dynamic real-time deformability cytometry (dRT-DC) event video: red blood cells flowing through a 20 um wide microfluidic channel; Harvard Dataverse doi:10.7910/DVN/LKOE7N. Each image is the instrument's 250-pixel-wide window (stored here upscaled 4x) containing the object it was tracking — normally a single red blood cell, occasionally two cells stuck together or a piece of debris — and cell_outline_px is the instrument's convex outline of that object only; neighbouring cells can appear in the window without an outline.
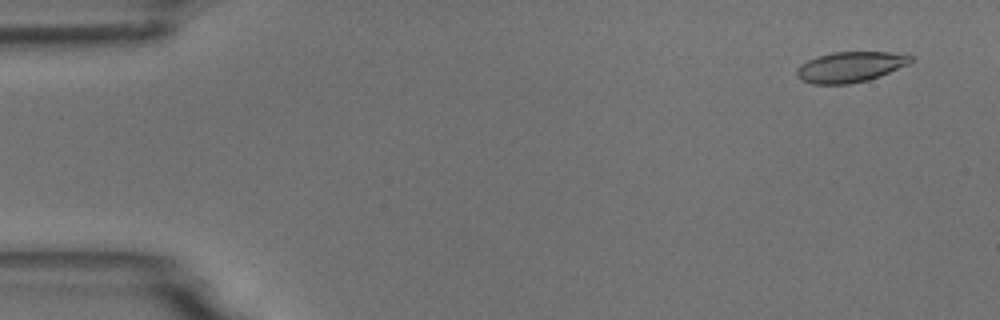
{"species": "common noctule bat (a hibernating species)", "species_latin": "Nyctalus noctula", "temperature_condition": "room temperature", "stored_images_in_passage": 7, "camera_frame_rate_fps": 3000, "um_per_image_px": 0.085, "animal": {"sex": "male", "body_mass_g": 18.8}, "frame": {"image": 1, "passage_image": 1, "time_ms": 0.0, "image_size_px": [1000, 320], "cell_outline_px": [[916, 56], [908, 64], [880, 76], [868, 80], [848, 84], [812, 84], [800, 80], [796, 76], [796, 68], [800, 64], [816, 56], [832, 52], [888, 52]], "centroid_in_image_um": [72.23, 5.69], "position_along_channel_um": 12.8, "area_um2": 20.4}}
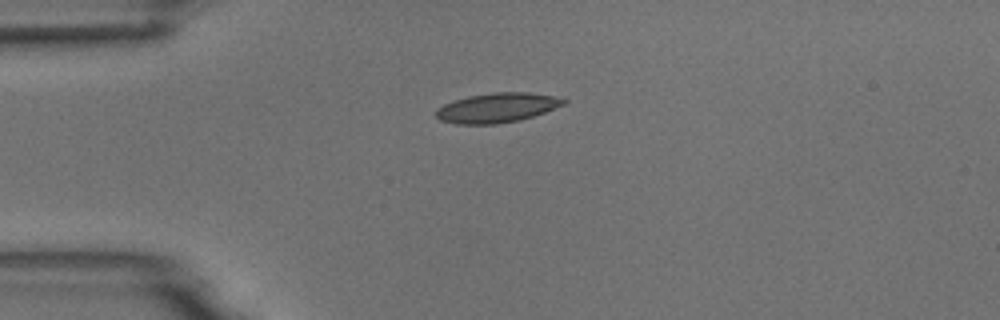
{"frame": {"image": 2, "passage_image": 3, "time_ms": 3.333, "image_size_px": [1000, 320], "cell_outline_px": [[568, 100], [564, 104], [544, 112], [520, 120], [496, 124], [456, 124], [440, 120], [436, 116], [436, 108], [444, 104], [468, 96], [492, 92], [528, 92], [552, 96]], "centroid_in_image_um": [42.22, 9.16], "position_along_channel_um": 42.8, "area_um2": 21.85}}